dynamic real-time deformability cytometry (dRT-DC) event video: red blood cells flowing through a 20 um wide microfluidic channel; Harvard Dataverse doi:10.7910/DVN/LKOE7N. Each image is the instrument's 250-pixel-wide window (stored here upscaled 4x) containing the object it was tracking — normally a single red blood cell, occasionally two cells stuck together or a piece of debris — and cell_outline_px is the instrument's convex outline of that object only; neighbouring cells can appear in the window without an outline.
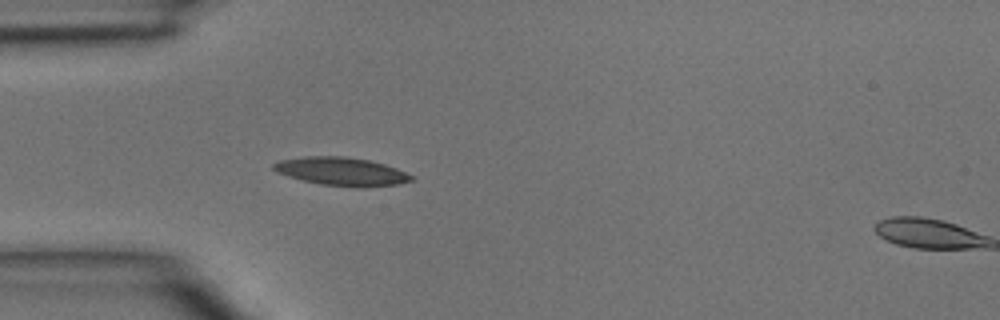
{"species": "common noctule bat (a hibernating species)", "species_latin": "Nyctalus noctula", "temperature_condition": "room temperature", "stored_images_in_passage": 4, "segment_of_instrument_passage": [1, 2], "camera_frame_rate_fps": 3000, "um_per_image_px": 0.085, "animal": {"sex": "male", "body_mass_g": 15.6}, "frame": {"image": 1, "passage_image": 3, "time_ms": 0.667, "image_size_px": [1000, 320], "cell_outline_px": [[416, 176], [412, 180], [396, 184], [360, 188], [320, 184], [288, 176], [276, 172], [272, 168], [272, 164], [280, 160], [304, 156], [344, 156], [368, 160], [384, 164], [396, 168]], "centroid_in_image_um": [29.03, 14.57], "position_along_channel_um": 56.0, "area_um2": 22.72}}